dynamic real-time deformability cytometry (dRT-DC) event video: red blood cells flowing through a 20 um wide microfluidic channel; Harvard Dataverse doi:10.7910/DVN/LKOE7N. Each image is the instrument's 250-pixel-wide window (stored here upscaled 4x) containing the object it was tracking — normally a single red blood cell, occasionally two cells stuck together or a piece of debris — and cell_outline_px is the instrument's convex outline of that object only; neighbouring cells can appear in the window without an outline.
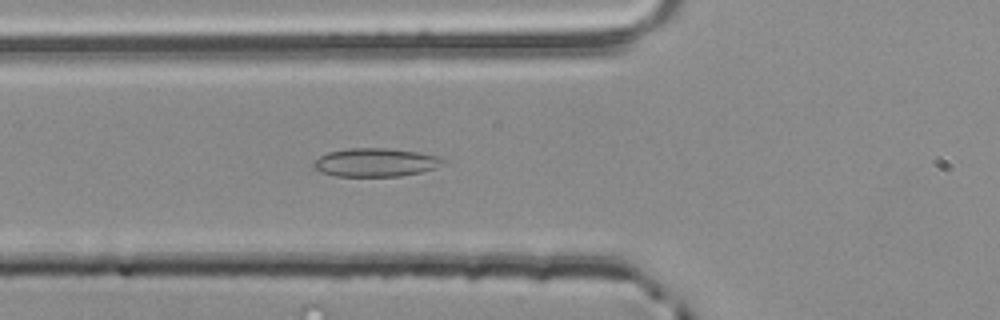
{"species": "common noctule bat (a hibernating species)", "species_latin": "Nyctalus noctula", "temperature_condition": "room temperature", "stored_images_in_passage": 38, "camera_frame_rate_fps": 3000, "um_per_image_px": 0.085, "animal": {"sex": "male", "body_mass_g": 20.4}, "frame": {"image": 1, "passage_image": 4, "time_ms": 1.0, "image_size_px": [1000, 320], "cell_outline_px": [[444, 160], [436, 168], [420, 172], [400, 176], [336, 176], [320, 172], [312, 168], [312, 164], [320, 156], [328, 152], [348, 148], [384, 148], [416, 152], [436, 156]], "centroid_in_image_um": [31.84, 13.81], "position_along_channel_um": 94.0, "area_um2": 21.21}}
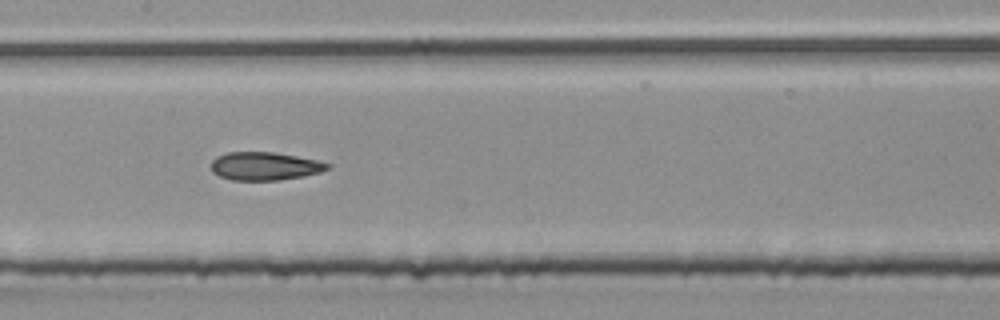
{"frame": {"image": 2, "passage_image": 11, "time_ms": 3.333, "image_size_px": [1000, 320], "cell_outline_px": [[332, 168], [320, 172], [304, 176], [280, 180], [232, 180], [220, 176], [212, 172], [212, 160], [216, 156], [228, 152], [272, 152], [296, 156], [316, 160], [332, 164]], "centroid_in_image_um": [22.53, 14.12], "position_along_channel_um": 184.9, "area_um2": 19.13}}
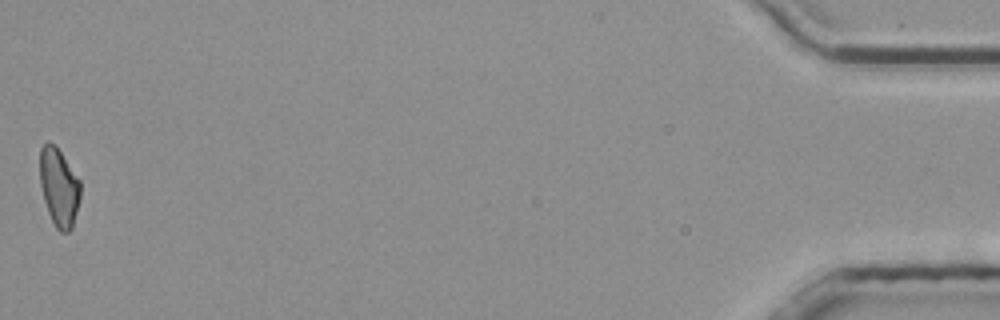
{"frame": {"image": 3, "passage_image": 38, "time_ms": 12.333, "image_size_px": [1000, 320], "cell_outline_px": [[80, 200], [72, 228], [68, 232], [60, 232], [56, 228], [48, 212], [44, 200], [40, 184], [40, 148], [48, 140], [56, 144], [80, 180]], "centroid_in_image_um": [5.02, 15.88], "position_along_channel_um": 430.2, "area_um2": 18.67}, "authors_computed_cell_mechanics": {"area_um2": 19.074, "velocity_mm_per_s": 3.8634, "shape_relaxation_time_tau1_ms": null, "shape_relaxation_time_tau2_ms": 2.7568, "deformation_change_tau1": null, "deformation_change_tau2": 0.1049}}